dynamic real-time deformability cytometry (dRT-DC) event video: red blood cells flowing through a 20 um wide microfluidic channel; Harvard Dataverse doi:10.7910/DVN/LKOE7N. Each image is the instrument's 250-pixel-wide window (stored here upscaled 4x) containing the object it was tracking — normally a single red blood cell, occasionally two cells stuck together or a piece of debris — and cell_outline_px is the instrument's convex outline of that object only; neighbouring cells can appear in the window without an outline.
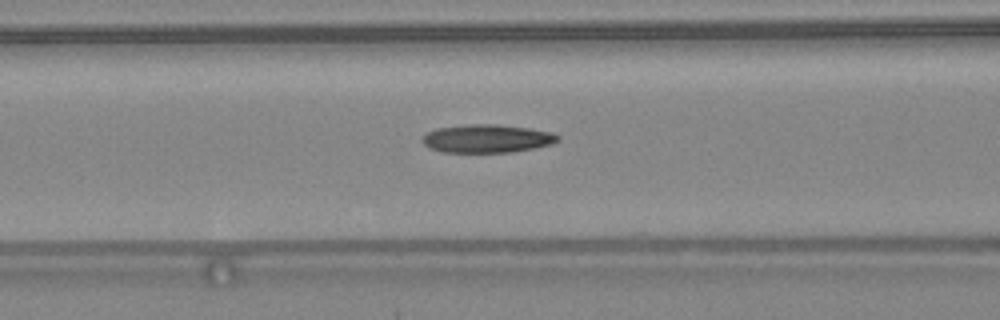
{"species": "common noctule bat (a hibernating species)", "species_latin": "Nyctalus noctula", "temperature_condition": "warm", "stored_images_in_passage": 33, "camera_frame_rate_fps": 3000, "um_per_image_px": 0.085, "animal": {"sex": "female", "body_mass_g": 24.6, "forearm_length_mm": 56.2}, "frame": {"image": 1, "passage_image": 6, "time_ms": 1.667, "image_size_px": [1000, 320], "cell_outline_px": [[560, 140], [552, 144], [536, 148], [512, 152], [444, 152], [428, 148], [420, 140], [428, 132], [436, 128], [468, 124], [496, 124], [528, 128], [552, 132], [560, 136]], "centroid_in_image_um": [41.41, 11.78], "position_along_channel_um": 125.2, "area_um2": 22.43}}
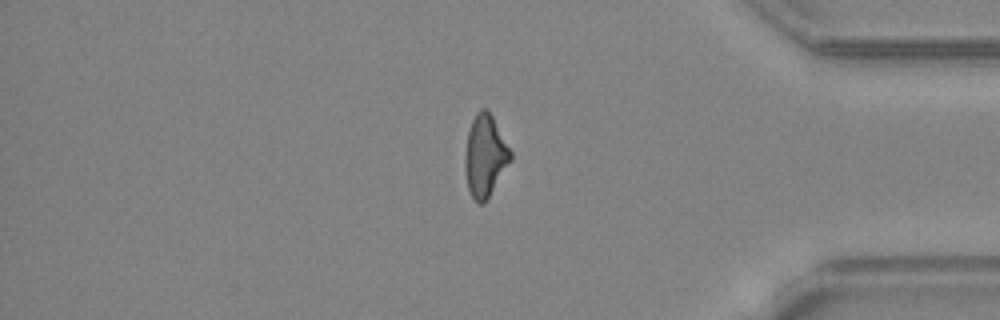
{"frame": {"image": 2, "passage_image": 26, "time_ms": 8.333, "image_size_px": [1000, 320], "cell_outline_px": [[512, 160], [488, 200], [484, 204], [480, 204], [472, 196], [468, 188], [464, 172], [464, 156], [468, 132], [472, 120], [476, 112], [480, 108], [488, 108], [512, 152]], "centroid_in_image_um": [41.24, 13.26], "position_along_channel_um": 394.0, "area_um2": 22.14}}
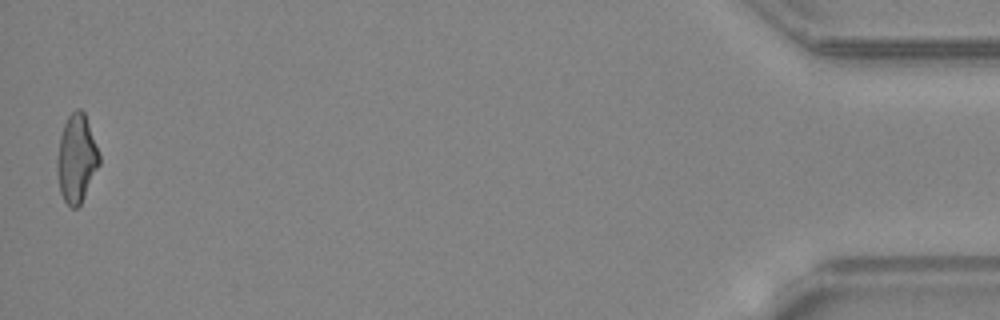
{"frame": {"image": 3, "passage_image": 33, "time_ms": 10.667, "image_size_px": [1000, 320], "cell_outline_px": [[100, 164], [80, 204], [76, 208], [72, 208], [64, 200], [60, 192], [56, 172], [56, 156], [60, 136], [64, 124], [68, 116], [76, 108], [80, 108], [84, 112], [100, 156]], "centroid_in_image_um": [6.48, 13.47], "position_along_channel_um": 428.7, "area_um2": 21.56}, "authors_computed_cell_mechanics": {"area_um2": 21.9062, "velocity_mm_per_s": 4.4045, "shape_relaxation_time_tau1_ms": 7.362, "shape_relaxation_time_tau2_ms": 3.6195, "deformation_change_tau1": 0.2577, "deformation_change_tau2": 0.151}}